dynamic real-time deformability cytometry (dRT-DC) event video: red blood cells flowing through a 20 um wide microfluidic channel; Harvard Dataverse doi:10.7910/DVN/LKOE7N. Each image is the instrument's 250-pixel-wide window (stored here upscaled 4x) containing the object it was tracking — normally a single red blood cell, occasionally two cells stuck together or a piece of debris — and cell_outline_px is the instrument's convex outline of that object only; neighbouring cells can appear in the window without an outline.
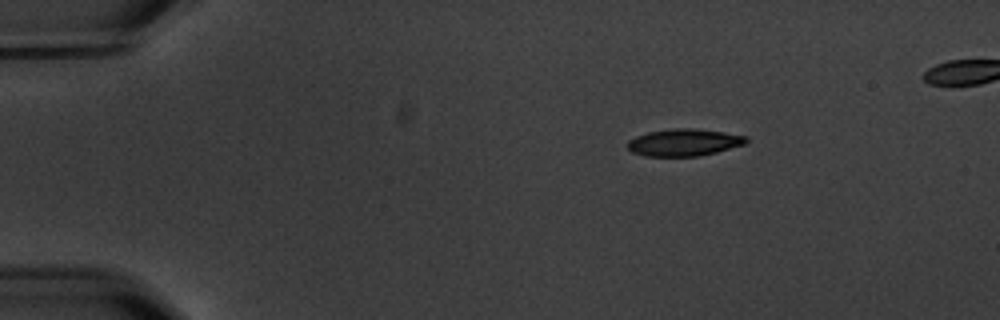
{"species": "common noctule bat (a hibernating species)", "species_latin": "Nyctalus noctula", "temperature_condition": "warm", "stored_images_in_passage": 4, "camera_frame_rate_fps": 3000, "um_per_image_px": 0.085, "animal": {"sex": "male", "body_mass_g": 20.1, "forearm_length_mm": 53.5}, "frame": {"image": 1, "passage_image": 1, "time_ms": 0.0, "image_size_px": [1000, 320], "cell_outline_px": [[748, 140], [744, 144], [716, 152], [700, 156], [644, 156], [632, 152], [628, 148], [628, 140], [636, 136], [648, 132], [676, 128], [692, 128], [724, 132], [748, 136]], "centroid_in_image_um": [58.14, 12.1], "position_along_channel_um": 26.9, "area_um2": 18.67}}